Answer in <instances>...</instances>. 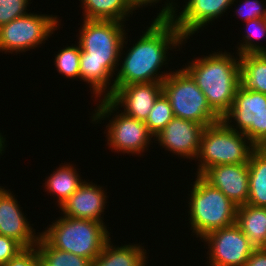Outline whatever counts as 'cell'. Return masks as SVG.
Wrapping results in <instances>:
<instances>
[{
  "mask_svg": "<svg viewBox=\"0 0 266 266\" xmlns=\"http://www.w3.org/2000/svg\"><path fill=\"white\" fill-rule=\"evenodd\" d=\"M54 65L59 74L69 79H78L80 77L79 61H80V45L72 44L58 50Z\"/></svg>",
  "mask_w": 266,
  "mask_h": 266,
  "instance_id": "obj_26",
  "label": "cell"
},
{
  "mask_svg": "<svg viewBox=\"0 0 266 266\" xmlns=\"http://www.w3.org/2000/svg\"><path fill=\"white\" fill-rule=\"evenodd\" d=\"M4 266H41L38 249L35 246L24 248Z\"/></svg>",
  "mask_w": 266,
  "mask_h": 266,
  "instance_id": "obj_30",
  "label": "cell"
},
{
  "mask_svg": "<svg viewBox=\"0 0 266 266\" xmlns=\"http://www.w3.org/2000/svg\"><path fill=\"white\" fill-rule=\"evenodd\" d=\"M81 3L83 18L86 20H113L126 23L135 11L127 0H81Z\"/></svg>",
  "mask_w": 266,
  "mask_h": 266,
  "instance_id": "obj_22",
  "label": "cell"
},
{
  "mask_svg": "<svg viewBox=\"0 0 266 266\" xmlns=\"http://www.w3.org/2000/svg\"><path fill=\"white\" fill-rule=\"evenodd\" d=\"M201 240L209 249L207 266H244L256 249L236 224L214 230Z\"/></svg>",
  "mask_w": 266,
  "mask_h": 266,
  "instance_id": "obj_11",
  "label": "cell"
},
{
  "mask_svg": "<svg viewBox=\"0 0 266 266\" xmlns=\"http://www.w3.org/2000/svg\"><path fill=\"white\" fill-rule=\"evenodd\" d=\"M244 266H266V248L255 249Z\"/></svg>",
  "mask_w": 266,
  "mask_h": 266,
  "instance_id": "obj_32",
  "label": "cell"
},
{
  "mask_svg": "<svg viewBox=\"0 0 266 266\" xmlns=\"http://www.w3.org/2000/svg\"><path fill=\"white\" fill-rule=\"evenodd\" d=\"M58 20L57 15L29 12L0 26V52L20 54L35 50L59 29L61 19L60 24Z\"/></svg>",
  "mask_w": 266,
  "mask_h": 266,
  "instance_id": "obj_9",
  "label": "cell"
},
{
  "mask_svg": "<svg viewBox=\"0 0 266 266\" xmlns=\"http://www.w3.org/2000/svg\"><path fill=\"white\" fill-rule=\"evenodd\" d=\"M111 238L103 246L100 254L91 261V266H145L148 265L147 250L143 244L114 246ZM147 259V260H146Z\"/></svg>",
  "mask_w": 266,
  "mask_h": 266,
  "instance_id": "obj_18",
  "label": "cell"
},
{
  "mask_svg": "<svg viewBox=\"0 0 266 266\" xmlns=\"http://www.w3.org/2000/svg\"><path fill=\"white\" fill-rule=\"evenodd\" d=\"M105 191L102 186L85 180L59 208L61 215L105 223L103 215L108 197Z\"/></svg>",
  "mask_w": 266,
  "mask_h": 266,
  "instance_id": "obj_17",
  "label": "cell"
},
{
  "mask_svg": "<svg viewBox=\"0 0 266 266\" xmlns=\"http://www.w3.org/2000/svg\"><path fill=\"white\" fill-rule=\"evenodd\" d=\"M162 0H127L134 10H139L140 8H146L145 6H156Z\"/></svg>",
  "mask_w": 266,
  "mask_h": 266,
  "instance_id": "obj_34",
  "label": "cell"
},
{
  "mask_svg": "<svg viewBox=\"0 0 266 266\" xmlns=\"http://www.w3.org/2000/svg\"><path fill=\"white\" fill-rule=\"evenodd\" d=\"M222 120L258 147L266 140V94L238 87L233 104Z\"/></svg>",
  "mask_w": 266,
  "mask_h": 266,
  "instance_id": "obj_10",
  "label": "cell"
},
{
  "mask_svg": "<svg viewBox=\"0 0 266 266\" xmlns=\"http://www.w3.org/2000/svg\"><path fill=\"white\" fill-rule=\"evenodd\" d=\"M233 4L234 0H186L183 10L174 9L171 20L187 40L208 24L213 25Z\"/></svg>",
  "mask_w": 266,
  "mask_h": 266,
  "instance_id": "obj_13",
  "label": "cell"
},
{
  "mask_svg": "<svg viewBox=\"0 0 266 266\" xmlns=\"http://www.w3.org/2000/svg\"><path fill=\"white\" fill-rule=\"evenodd\" d=\"M41 266H91V260L52 247L41 235L36 244Z\"/></svg>",
  "mask_w": 266,
  "mask_h": 266,
  "instance_id": "obj_24",
  "label": "cell"
},
{
  "mask_svg": "<svg viewBox=\"0 0 266 266\" xmlns=\"http://www.w3.org/2000/svg\"><path fill=\"white\" fill-rule=\"evenodd\" d=\"M5 139L6 138L3 137L2 133H0V156L4 153L3 151L6 150L5 147H7V141Z\"/></svg>",
  "mask_w": 266,
  "mask_h": 266,
  "instance_id": "obj_35",
  "label": "cell"
},
{
  "mask_svg": "<svg viewBox=\"0 0 266 266\" xmlns=\"http://www.w3.org/2000/svg\"><path fill=\"white\" fill-rule=\"evenodd\" d=\"M249 196L247 204L266 207V154L256 147L249 158Z\"/></svg>",
  "mask_w": 266,
  "mask_h": 266,
  "instance_id": "obj_23",
  "label": "cell"
},
{
  "mask_svg": "<svg viewBox=\"0 0 266 266\" xmlns=\"http://www.w3.org/2000/svg\"><path fill=\"white\" fill-rule=\"evenodd\" d=\"M18 202L10 189L0 186V235L16 240L24 248L33 247L40 232L36 233Z\"/></svg>",
  "mask_w": 266,
  "mask_h": 266,
  "instance_id": "obj_14",
  "label": "cell"
},
{
  "mask_svg": "<svg viewBox=\"0 0 266 266\" xmlns=\"http://www.w3.org/2000/svg\"><path fill=\"white\" fill-rule=\"evenodd\" d=\"M258 148L266 154V140L262 144H260Z\"/></svg>",
  "mask_w": 266,
  "mask_h": 266,
  "instance_id": "obj_36",
  "label": "cell"
},
{
  "mask_svg": "<svg viewBox=\"0 0 266 266\" xmlns=\"http://www.w3.org/2000/svg\"><path fill=\"white\" fill-rule=\"evenodd\" d=\"M236 2V0H234ZM238 1V0H237ZM266 1V0H265ZM239 9H235L236 17L243 21L266 18V3L260 0H242ZM242 3V4H241Z\"/></svg>",
  "mask_w": 266,
  "mask_h": 266,
  "instance_id": "obj_29",
  "label": "cell"
},
{
  "mask_svg": "<svg viewBox=\"0 0 266 266\" xmlns=\"http://www.w3.org/2000/svg\"><path fill=\"white\" fill-rule=\"evenodd\" d=\"M239 87L266 94V53L240 55Z\"/></svg>",
  "mask_w": 266,
  "mask_h": 266,
  "instance_id": "obj_21",
  "label": "cell"
},
{
  "mask_svg": "<svg viewBox=\"0 0 266 266\" xmlns=\"http://www.w3.org/2000/svg\"><path fill=\"white\" fill-rule=\"evenodd\" d=\"M247 26L246 33L243 36L241 42L238 43L237 52L238 55L250 54V53H266V47L259 44L260 40L266 38V18L249 20L245 22ZM260 40H257L259 39ZM262 38V39H261Z\"/></svg>",
  "mask_w": 266,
  "mask_h": 266,
  "instance_id": "obj_25",
  "label": "cell"
},
{
  "mask_svg": "<svg viewBox=\"0 0 266 266\" xmlns=\"http://www.w3.org/2000/svg\"><path fill=\"white\" fill-rule=\"evenodd\" d=\"M162 93V82L128 84L117 88L108 98L125 115L146 122L149 113Z\"/></svg>",
  "mask_w": 266,
  "mask_h": 266,
  "instance_id": "obj_15",
  "label": "cell"
},
{
  "mask_svg": "<svg viewBox=\"0 0 266 266\" xmlns=\"http://www.w3.org/2000/svg\"><path fill=\"white\" fill-rule=\"evenodd\" d=\"M204 128L197 122L174 117L154 136V140L158 141L165 151L184 159L195 160L199 154Z\"/></svg>",
  "mask_w": 266,
  "mask_h": 266,
  "instance_id": "obj_12",
  "label": "cell"
},
{
  "mask_svg": "<svg viewBox=\"0 0 266 266\" xmlns=\"http://www.w3.org/2000/svg\"><path fill=\"white\" fill-rule=\"evenodd\" d=\"M188 195V220L192 234L202 239L208 233L236 223L237 206L201 175H196Z\"/></svg>",
  "mask_w": 266,
  "mask_h": 266,
  "instance_id": "obj_5",
  "label": "cell"
},
{
  "mask_svg": "<svg viewBox=\"0 0 266 266\" xmlns=\"http://www.w3.org/2000/svg\"><path fill=\"white\" fill-rule=\"evenodd\" d=\"M120 111L121 109L119 110L109 99H99L97 107L90 117L91 123L101 124L103 120L112 117L106 125L105 131L107 132L104 131V134H107L105 137H107L109 149L111 148V151L114 150L117 153L141 156L149 149L151 142L153 144L151 140H154V136L145 122L129 117Z\"/></svg>",
  "mask_w": 266,
  "mask_h": 266,
  "instance_id": "obj_7",
  "label": "cell"
},
{
  "mask_svg": "<svg viewBox=\"0 0 266 266\" xmlns=\"http://www.w3.org/2000/svg\"><path fill=\"white\" fill-rule=\"evenodd\" d=\"M167 1V2H166ZM165 4L162 5V8L159 10V13L156 15V19H171L174 9H177L180 7L177 5L178 3L173 2L175 0H166Z\"/></svg>",
  "mask_w": 266,
  "mask_h": 266,
  "instance_id": "obj_33",
  "label": "cell"
},
{
  "mask_svg": "<svg viewBox=\"0 0 266 266\" xmlns=\"http://www.w3.org/2000/svg\"><path fill=\"white\" fill-rule=\"evenodd\" d=\"M219 51L188 61L182 67L222 118L231 108L239 87L240 55Z\"/></svg>",
  "mask_w": 266,
  "mask_h": 266,
  "instance_id": "obj_3",
  "label": "cell"
},
{
  "mask_svg": "<svg viewBox=\"0 0 266 266\" xmlns=\"http://www.w3.org/2000/svg\"><path fill=\"white\" fill-rule=\"evenodd\" d=\"M235 224L256 249L266 248V207H237Z\"/></svg>",
  "mask_w": 266,
  "mask_h": 266,
  "instance_id": "obj_19",
  "label": "cell"
},
{
  "mask_svg": "<svg viewBox=\"0 0 266 266\" xmlns=\"http://www.w3.org/2000/svg\"><path fill=\"white\" fill-rule=\"evenodd\" d=\"M162 92L170 102L174 117L191 120L204 127L222 120L183 68L172 71L162 81Z\"/></svg>",
  "mask_w": 266,
  "mask_h": 266,
  "instance_id": "obj_8",
  "label": "cell"
},
{
  "mask_svg": "<svg viewBox=\"0 0 266 266\" xmlns=\"http://www.w3.org/2000/svg\"><path fill=\"white\" fill-rule=\"evenodd\" d=\"M31 0H0V26L28 14ZM29 4V5H28Z\"/></svg>",
  "mask_w": 266,
  "mask_h": 266,
  "instance_id": "obj_28",
  "label": "cell"
},
{
  "mask_svg": "<svg viewBox=\"0 0 266 266\" xmlns=\"http://www.w3.org/2000/svg\"><path fill=\"white\" fill-rule=\"evenodd\" d=\"M59 218V219H58ZM40 235L54 248L93 261L111 238L105 223L60 216Z\"/></svg>",
  "mask_w": 266,
  "mask_h": 266,
  "instance_id": "obj_4",
  "label": "cell"
},
{
  "mask_svg": "<svg viewBox=\"0 0 266 266\" xmlns=\"http://www.w3.org/2000/svg\"><path fill=\"white\" fill-rule=\"evenodd\" d=\"M151 22L126 53L123 50L128 42L125 34L120 58L123 57L122 55L126 56L122 58L123 60H119L120 69L118 68L114 77V91L128 84L162 82L172 72L161 71L160 73L159 70L169 64L168 51L177 48L179 49L177 51H180L187 40L171 19L154 17Z\"/></svg>",
  "mask_w": 266,
  "mask_h": 266,
  "instance_id": "obj_2",
  "label": "cell"
},
{
  "mask_svg": "<svg viewBox=\"0 0 266 266\" xmlns=\"http://www.w3.org/2000/svg\"><path fill=\"white\" fill-rule=\"evenodd\" d=\"M23 249L24 247L16 240L0 235V266H4Z\"/></svg>",
  "mask_w": 266,
  "mask_h": 266,
  "instance_id": "obj_31",
  "label": "cell"
},
{
  "mask_svg": "<svg viewBox=\"0 0 266 266\" xmlns=\"http://www.w3.org/2000/svg\"><path fill=\"white\" fill-rule=\"evenodd\" d=\"M173 118L170 102L162 92L156 99L145 124L153 136H156Z\"/></svg>",
  "mask_w": 266,
  "mask_h": 266,
  "instance_id": "obj_27",
  "label": "cell"
},
{
  "mask_svg": "<svg viewBox=\"0 0 266 266\" xmlns=\"http://www.w3.org/2000/svg\"><path fill=\"white\" fill-rule=\"evenodd\" d=\"M75 166L70 163L61 165L45 178V192L54 195L57 206L60 208L63 203L81 186L85 181L80 177Z\"/></svg>",
  "mask_w": 266,
  "mask_h": 266,
  "instance_id": "obj_20",
  "label": "cell"
},
{
  "mask_svg": "<svg viewBox=\"0 0 266 266\" xmlns=\"http://www.w3.org/2000/svg\"><path fill=\"white\" fill-rule=\"evenodd\" d=\"M219 189L237 207L247 204L249 196L248 164H223L208 168L201 175Z\"/></svg>",
  "mask_w": 266,
  "mask_h": 266,
  "instance_id": "obj_16",
  "label": "cell"
},
{
  "mask_svg": "<svg viewBox=\"0 0 266 266\" xmlns=\"http://www.w3.org/2000/svg\"><path fill=\"white\" fill-rule=\"evenodd\" d=\"M82 20L81 30L76 35L80 45L79 80L89 85L95 101L98 97L108 99L114 92L113 76L119 67L120 51L128 29L124 27L125 23L113 20Z\"/></svg>",
  "mask_w": 266,
  "mask_h": 266,
  "instance_id": "obj_1",
  "label": "cell"
},
{
  "mask_svg": "<svg viewBox=\"0 0 266 266\" xmlns=\"http://www.w3.org/2000/svg\"><path fill=\"white\" fill-rule=\"evenodd\" d=\"M256 146L244 134L230 128L223 120L206 126L201 135L195 175L223 164H248ZM199 158V159H198Z\"/></svg>",
  "mask_w": 266,
  "mask_h": 266,
  "instance_id": "obj_6",
  "label": "cell"
}]
</instances>
